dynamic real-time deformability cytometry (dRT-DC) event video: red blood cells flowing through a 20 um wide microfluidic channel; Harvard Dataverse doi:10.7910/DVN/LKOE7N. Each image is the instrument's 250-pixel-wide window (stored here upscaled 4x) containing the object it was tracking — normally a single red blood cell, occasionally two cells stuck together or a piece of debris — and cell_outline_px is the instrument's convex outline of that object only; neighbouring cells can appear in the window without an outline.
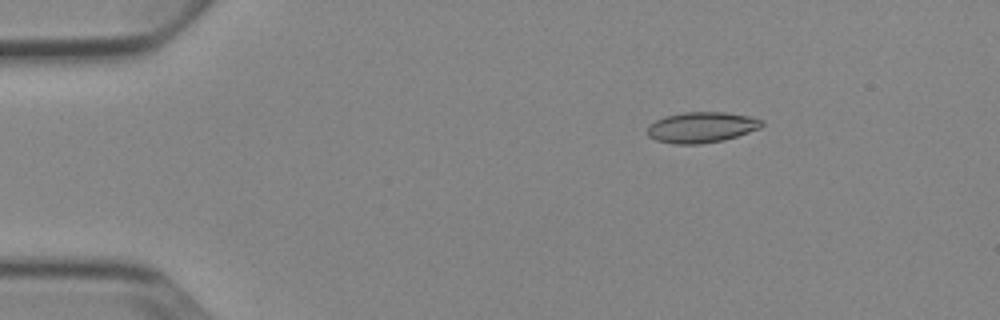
{"species": "Egyptian fruit bat (a non-hibernating species)", "species_latin": "Rousettus aegyptiacus", "temperature_condition": "cold", "stored_images_in_passage": 3, "camera_frame_rate_fps": 3000, "um_per_image_px": 0.085, "animal": {"sex": "female"}, "frame": {"image": 1, "passage_image": 1, "time_ms": 0.0, "image_size_px": [1000, 320], "cell_outline_px": [[764, 124], [760, 128], [724, 140], [700, 144], [672, 144], [656, 140], [648, 136], [648, 124], [664, 116], [684, 112], [724, 112], [752, 116], [764, 120]], "centroid_in_image_um": [59.64, 10.81], "position_along_channel_um": 25.4, "area_um2": 20.63}}